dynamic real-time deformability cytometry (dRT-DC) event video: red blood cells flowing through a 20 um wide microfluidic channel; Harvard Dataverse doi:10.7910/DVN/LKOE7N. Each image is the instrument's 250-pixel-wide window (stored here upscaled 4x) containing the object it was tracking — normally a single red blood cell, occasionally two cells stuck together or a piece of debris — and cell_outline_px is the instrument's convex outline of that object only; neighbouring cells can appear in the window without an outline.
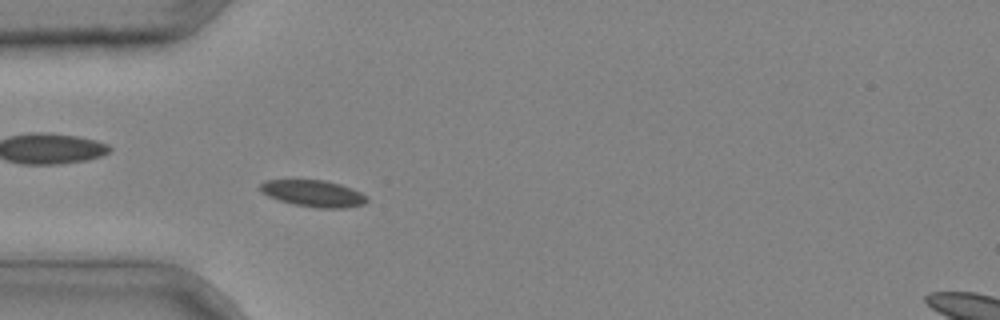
{"species": "common noctule bat (a hibernating species)", "species_latin": "Nyctalus noctula", "temperature_condition": "cold", "stored_images_in_passage": 39, "camera_frame_rate_fps": 3000, "um_per_image_px": 0.085, "animal": {"sex": "male", "body_mass_g": 20.4}, "frame": {"image": 1, "passage_image": 10, "time_ms": 3.0, "image_size_px": [1000, 320], "cell_outline_px": [[368, 200], [364, 204], [344, 208], [316, 208], [292, 204], [268, 196], [260, 192], [260, 184], [264, 180], [324, 180], [340, 184], [352, 188], [368, 196]], "centroid_in_image_um": [26.64, 16.44], "position_along_channel_um": 58.4, "area_um2": 16.65}}
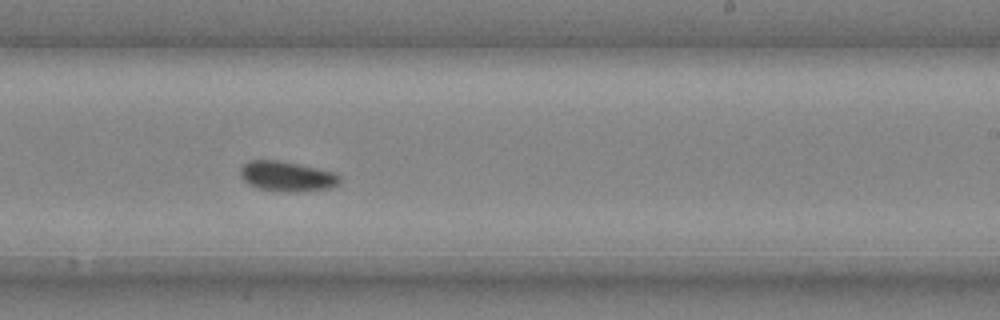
{"frame": {"image": 2, "passage_image": 24, "time_ms": 7.667, "image_size_px": [1000, 320], "cell_outline_px": [[340, 184], [332, 188], [304, 192], [288, 192], [260, 188], [248, 184], [240, 176], [240, 168], [248, 160], [280, 160], [336, 172], [340, 176]], "centroid_in_image_um": [24.44, 14.99], "position_along_channel_um": 264.6, "area_um2": 17.69}}
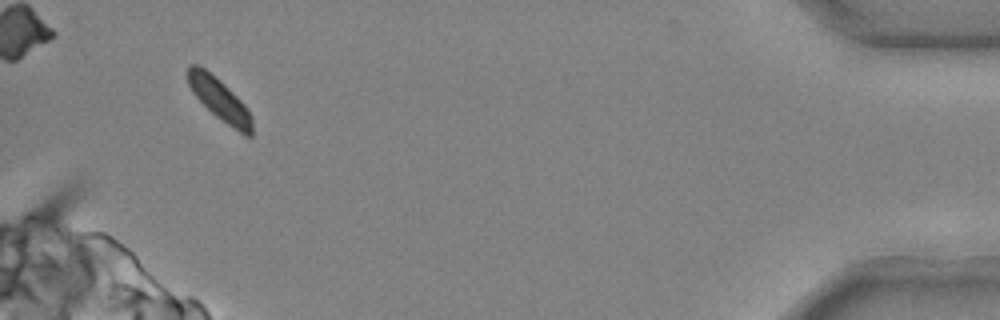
{"frame": {"image": 3, "passage_image": 38, "time_ms": 12.333, "image_size_px": [1000, 320], "cell_outline_px": [[252, 136], [244, 136], [220, 120], [192, 92], [188, 84], [188, 64], [200, 64], [224, 84], [244, 104], [252, 116]], "centroid_in_image_um": [18.67, 8.47], "position_along_channel_um": 416.5, "area_um2": 15.72}}